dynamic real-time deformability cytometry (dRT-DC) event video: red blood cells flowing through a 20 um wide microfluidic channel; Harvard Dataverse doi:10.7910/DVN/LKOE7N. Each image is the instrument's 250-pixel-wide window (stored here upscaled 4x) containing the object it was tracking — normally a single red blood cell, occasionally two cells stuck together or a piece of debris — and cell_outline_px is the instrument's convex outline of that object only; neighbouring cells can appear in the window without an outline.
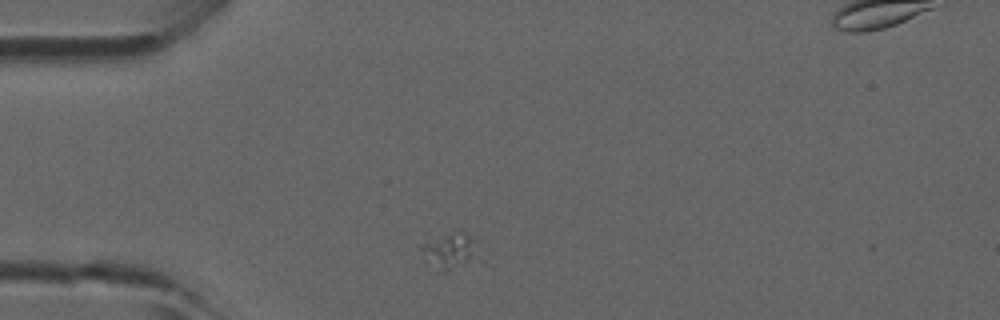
{"species": "common noctule bat (a hibernating species)", "species_latin": "Nyctalus noctula", "temperature_condition": "room temperature", "stored_images_in_passage": 2, "camera_frame_rate_fps": 3000, "um_per_image_px": 0.085, "animal": {"sex": "male", "forearm_length_mm": 52.5}, "frame": {"image": 1, "passage_image": 1, "time_ms": 0.0, "image_size_px": [1000, 320], "cell_outline_px": [[484, 260], [452, 268], [444, 268], [424, 260], [420, 248], [420, 244], [452, 232], [464, 232], [472, 240]], "centroid_in_image_um": [38.33, 21.31], "position_along_channel_um": 46.7, "area_um2": 11.56}}